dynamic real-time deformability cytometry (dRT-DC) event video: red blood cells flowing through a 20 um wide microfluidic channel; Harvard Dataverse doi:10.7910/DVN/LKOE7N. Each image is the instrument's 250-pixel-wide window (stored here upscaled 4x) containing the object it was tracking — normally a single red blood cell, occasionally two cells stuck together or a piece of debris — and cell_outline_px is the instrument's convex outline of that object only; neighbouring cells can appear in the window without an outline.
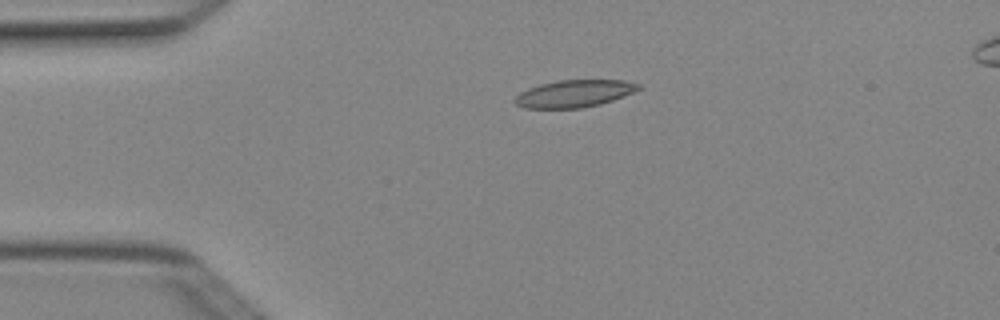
{"species": "Egyptian fruit bat (a non-hibernating species)", "species_latin": "Rousettus aegyptiacus", "temperature_condition": "cold", "stored_images_in_passage": 6, "camera_frame_rate_fps": 3000, "um_per_image_px": 0.085, "animal": {"sex": "female"}, "frame": {"image": 1, "passage_image": 4, "time_ms": 1.0, "image_size_px": [1000, 320], "cell_outline_px": [[640, 88], [632, 92], [612, 100], [600, 104], [580, 108], [524, 108], [516, 104], [512, 100], [520, 92], [528, 88], [540, 84], [556, 80], [624, 80], [640, 84]], "centroid_in_image_um": [48.76, 7.95], "position_along_channel_um": 36.2, "area_um2": 19.54}}